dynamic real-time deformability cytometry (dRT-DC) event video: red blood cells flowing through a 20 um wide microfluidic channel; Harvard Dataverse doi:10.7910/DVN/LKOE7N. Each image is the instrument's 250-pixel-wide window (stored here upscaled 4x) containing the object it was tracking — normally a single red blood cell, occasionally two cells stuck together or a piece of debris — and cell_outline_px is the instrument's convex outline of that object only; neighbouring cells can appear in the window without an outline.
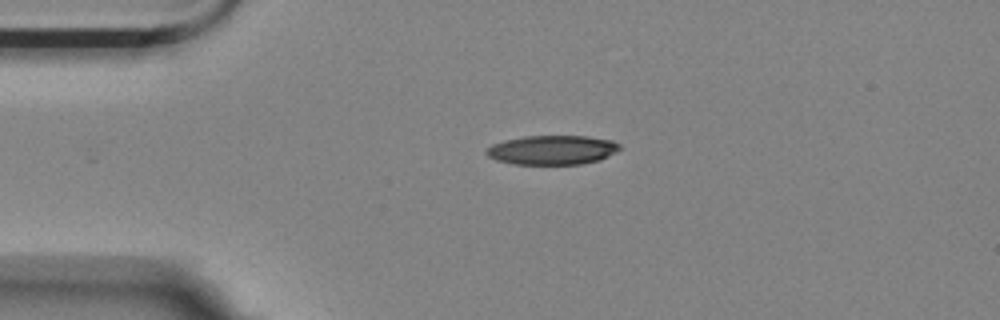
{"species": "Egyptian fruit bat (a non-hibernating species)", "species_latin": "Rousettus aegyptiacus", "temperature_condition": "room temperature", "stored_images_in_passage": 45, "camera_frame_rate_fps": 3000, "um_per_image_px": 0.085, "animal": {"sex": "female"}, "frame": {"image": 1, "passage_image": 1, "time_ms": 0.0, "image_size_px": [1000, 320], "cell_outline_px": [[624, 148], [600, 160], [580, 164], [512, 164], [496, 160], [488, 156], [484, 152], [484, 148], [492, 144], [504, 140], [524, 136], [588, 136], [612, 140], [620, 144]], "centroid_in_image_um": [46.94, 12.74], "position_along_channel_um": 38.1, "area_um2": 23.06}}
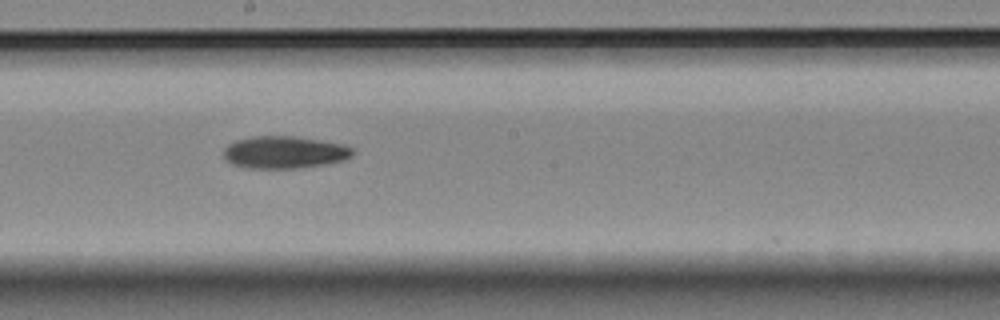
{"frame": {"image": 2, "passage_image": 19, "time_ms": 6.0, "image_size_px": [1000, 320], "cell_outline_px": [[352, 156], [344, 160], [296, 168], [248, 168], [232, 164], [224, 156], [224, 148], [228, 144], [236, 140], [252, 136], [292, 136], [320, 140], [344, 144], [352, 148]], "centroid_in_image_um": [24.15, 12.93], "position_along_channel_um": 224.1, "area_um2": 24.04}}
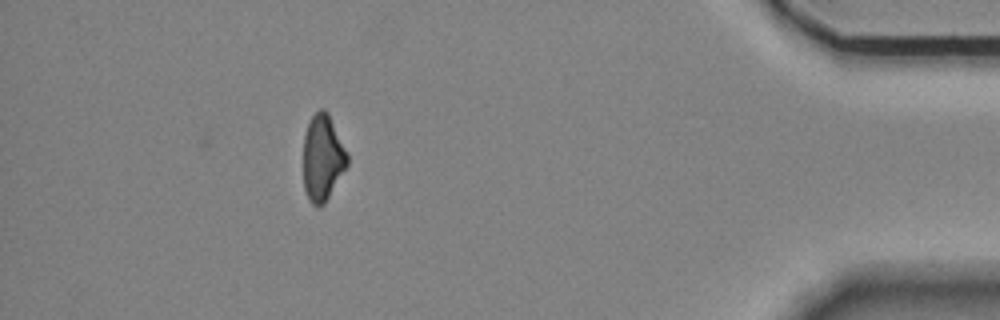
{"frame": {"image": 3, "passage_image": 39, "time_ms": 12.667, "image_size_px": [1000, 320], "cell_outline_px": [[348, 164], [324, 204], [312, 204], [304, 188], [304, 136], [308, 124], [312, 116], [320, 108], [324, 108], [328, 112], [348, 152]], "centroid_in_image_um": [27.44, 13.36], "position_along_channel_um": 407.8, "area_um2": 21.85}, "authors_computed_cell_mechanics": {"area_um2": 23.4668, "velocity_mm_per_s": 3.5336, "shape_relaxation_time_tau1_ms": 10.1861, "shape_relaxation_time_tau2_ms": null, "deformation_change_tau1": 0.1841, "deformation_change_tau2": null}}